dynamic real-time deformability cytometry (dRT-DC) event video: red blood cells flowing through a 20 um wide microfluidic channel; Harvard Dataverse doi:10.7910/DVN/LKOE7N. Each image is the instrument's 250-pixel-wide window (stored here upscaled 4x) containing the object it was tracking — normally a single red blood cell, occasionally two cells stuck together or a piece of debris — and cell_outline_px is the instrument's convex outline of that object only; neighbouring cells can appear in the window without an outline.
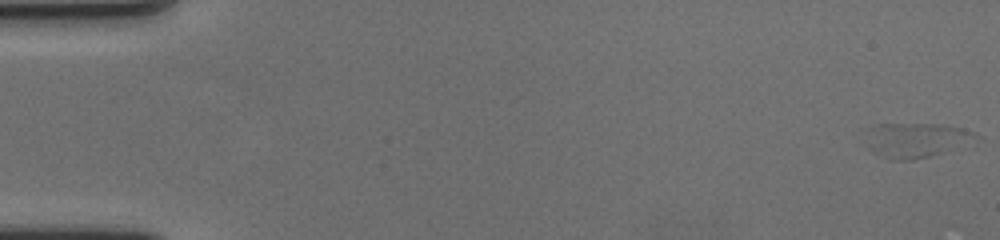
{"species": "human", "species_latin": "Homo sapiens", "temperature_condition": "cold", "stored_images_in_passage": 18, "camera_frame_rate_fps": 3000, "um_per_image_px": 0.085, "donor": {"sex": "female"}, "frame": {"image": 1, "passage_image": 1, "time_ms": 0.0, "image_size_px": [1000, 240], "cell_outline_px": [[980, 136], [940, 152], [928, 156], [912, 160], [892, 160], [868, 148], [868, 128], [872, 124], [936, 124], [960, 128], [976, 132]], "centroid_in_image_um": [77.78, 11.88], "position_along_channel_um": 7.2, "area_um2": 21.33}}
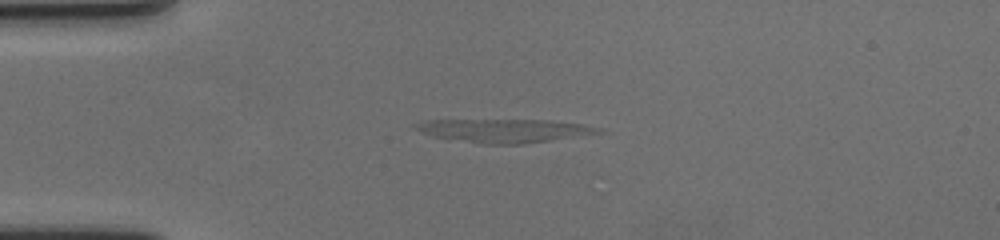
{"frame": {"image": 2, "passage_image": 16, "time_ms": 5.0, "image_size_px": [1000, 240], "cell_outline_px": [[604, 132], [524, 144], [480, 144], [432, 136], [416, 128], [412, 124], [424, 120], [548, 120], [580, 124], [600, 128]], "centroid_in_image_um": [42.83, 11.1], "position_along_channel_um": 42.2, "area_um2": 24.74}}